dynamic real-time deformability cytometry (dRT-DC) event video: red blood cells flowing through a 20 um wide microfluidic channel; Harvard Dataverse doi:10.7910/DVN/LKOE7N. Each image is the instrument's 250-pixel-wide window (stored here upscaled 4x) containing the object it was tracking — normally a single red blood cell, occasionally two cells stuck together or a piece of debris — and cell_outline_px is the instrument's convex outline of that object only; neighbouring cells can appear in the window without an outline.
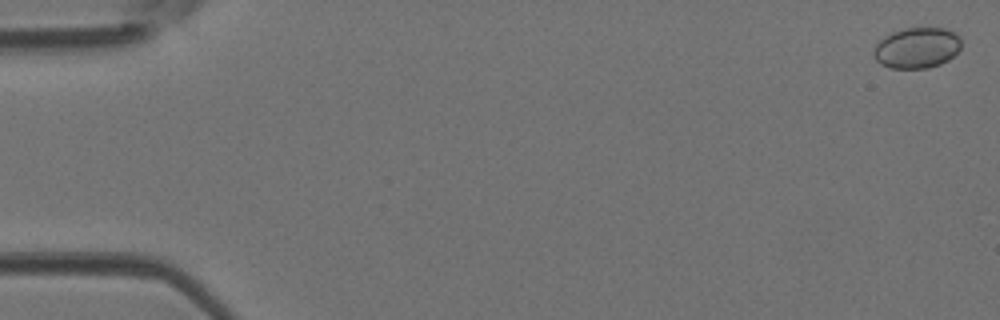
{"species": "Egyptian fruit bat (a non-hibernating species)", "species_latin": "Rousettus aegyptiacus", "temperature_condition": "room temperature", "stored_images_in_passage": 10, "camera_frame_rate_fps": 3000, "um_per_image_px": 0.085, "animal": {"sex": "female"}, "frame": {"image": 1, "passage_image": 1, "time_ms": 0.0, "image_size_px": [1000, 320], "cell_outline_px": [[960, 48], [948, 60], [940, 64], [928, 68], [888, 68], [880, 64], [876, 60], [876, 44], [880, 40], [892, 32], [904, 28], [944, 28], [956, 32], [960, 36]], "centroid_in_image_um": [77.96, 4.06], "position_along_channel_um": 7.0, "area_um2": 20.63}}